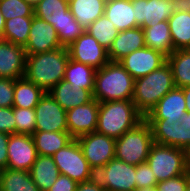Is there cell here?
I'll use <instances>...</instances> for the list:
<instances>
[{
  "mask_svg": "<svg viewBox=\"0 0 190 191\" xmlns=\"http://www.w3.org/2000/svg\"><path fill=\"white\" fill-rule=\"evenodd\" d=\"M68 60L67 47L27 55L25 77L48 92L61 80H64Z\"/></svg>",
  "mask_w": 190,
  "mask_h": 191,
  "instance_id": "cell-1",
  "label": "cell"
},
{
  "mask_svg": "<svg viewBox=\"0 0 190 191\" xmlns=\"http://www.w3.org/2000/svg\"><path fill=\"white\" fill-rule=\"evenodd\" d=\"M175 87L171 67L166 62L148 75L135 79L132 101L145 118L159 100Z\"/></svg>",
  "mask_w": 190,
  "mask_h": 191,
  "instance_id": "cell-2",
  "label": "cell"
},
{
  "mask_svg": "<svg viewBox=\"0 0 190 191\" xmlns=\"http://www.w3.org/2000/svg\"><path fill=\"white\" fill-rule=\"evenodd\" d=\"M135 79L119 62L109 61L95 73L93 99L106 101L132 100Z\"/></svg>",
  "mask_w": 190,
  "mask_h": 191,
  "instance_id": "cell-3",
  "label": "cell"
},
{
  "mask_svg": "<svg viewBox=\"0 0 190 191\" xmlns=\"http://www.w3.org/2000/svg\"><path fill=\"white\" fill-rule=\"evenodd\" d=\"M143 119L132 100L100 102L96 132L117 139Z\"/></svg>",
  "mask_w": 190,
  "mask_h": 191,
  "instance_id": "cell-4",
  "label": "cell"
},
{
  "mask_svg": "<svg viewBox=\"0 0 190 191\" xmlns=\"http://www.w3.org/2000/svg\"><path fill=\"white\" fill-rule=\"evenodd\" d=\"M153 143L151 126L143 119L133 129L116 139L115 158L137 166L146 162Z\"/></svg>",
  "mask_w": 190,
  "mask_h": 191,
  "instance_id": "cell-5",
  "label": "cell"
},
{
  "mask_svg": "<svg viewBox=\"0 0 190 191\" xmlns=\"http://www.w3.org/2000/svg\"><path fill=\"white\" fill-rule=\"evenodd\" d=\"M157 181L175 178L188 171L186 150L153 143L146 160Z\"/></svg>",
  "mask_w": 190,
  "mask_h": 191,
  "instance_id": "cell-6",
  "label": "cell"
},
{
  "mask_svg": "<svg viewBox=\"0 0 190 191\" xmlns=\"http://www.w3.org/2000/svg\"><path fill=\"white\" fill-rule=\"evenodd\" d=\"M61 175L68 176L77 183L87 182L95 178V172L84 157L77 139H72L53 155Z\"/></svg>",
  "mask_w": 190,
  "mask_h": 191,
  "instance_id": "cell-7",
  "label": "cell"
},
{
  "mask_svg": "<svg viewBox=\"0 0 190 191\" xmlns=\"http://www.w3.org/2000/svg\"><path fill=\"white\" fill-rule=\"evenodd\" d=\"M151 126L153 142L187 150L190 147V113L185 112L180 121L145 119Z\"/></svg>",
  "mask_w": 190,
  "mask_h": 191,
  "instance_id": "cell-8",
  "label": "cell"
},
{
  "mask_svg": "<svg viewBox=\"0 0 190 191\" xmlns=\"http://www.w3.org/2000/svg\"><path fill=\"white\" fill-rule=\"evenodd\" d=\"M95 178L106 191H134L136 166L114 158L95 173Z\"/></svg>",
  "mask_w": 190,
  "mask_h": 191,
  "instance_id": "cell-9",
  "label": "cell"
},
{
  "mask_svg": "<svg viewBox=\"0 0 190 191\" xmlns=\"http://www.w3.org/2000/svg\"><path fill=\"white\" fill-rule=\"evenodd\" d=\"M77 141L95 173L115 158V138L92 132L78 137Z\"/></svg>",
  "mask_w": 190,
  "mask_h": 191,
  "instance_id": "cell-10",
  "label": "cell"
},
{
  "mask_svg": "<svg viewBox=\"0 0 190 191\" xmlns=\"http://www.w3.org/2000/svg\"><path fill=\"white\" fill-rule=\"evenodd\" d=\"M135 22L142 29L167 21L180 6L173 0H131Z\"/></svg>",
  "mask_w": 190,
  "mask_h": 191,
  "instance_id": "cell-11",
  "label": "cell"
},
{
  "mask_svg": "<svg viewBox=\"0 0 190 191\" xmlns=\"http://www.w3.org/2000/svg\"><path fill=\"white\" fill-rule=\"evenodd\" d=\"M69 58L100 69L109 62L108 51L88 32L81 34L67 47Z\"/></svg>",
  "mask_w": 190,
  "mask_h": 191,
  "instance_id": "cell-12",
  "label": "cell"
},
{
  "mask_svg": "<svg viewBox=\"0 0 190 191\" xmlns=\"http://www.w3.org/2000/svg\"><path fill=\"white\" fill-rule=\"evenodd\" d=\"M36 115L35 131H68L66 110L46 92L34 108Z\"/></svg>",
  "mask_w": 190,
  "mask_h": 191,
  "instance_id": "cell-13",
  "label": "cell"
},
{
  "mask_svg": "<svg viewBox=\"0 0 190 191\" xmlns=\"http://www.w3.org/2000/svg\"><path fill=\"white\" fill-rule=\"evenodd\" d=\"M118 62L134 79H138L164 65L167 62V57L145 46L126 55Z\"/></svg>",
  "mask_w": 190,
  "mask_h": 191,
  "instance_id": "cell-14",
  "label": "cell"
},
{
  "mask_svg": "<svg viewBox=\"0 0 190 191\" xmlns=\"http://www.w3.org/2000/svg\"><path fill=\"white\" fill-rule=\"evenodd\" d=\"M7 150V168L12 170H24L29 172L38 156L31 135L10 134Z\"/></svg>",
  "mask_w": 190,
  "mask_h": 191,
  "instance_id": "cell-15",
  "label": "cell"
},
{
  "mask_svg": "<svg viewBox=\"0 0 190 191\" xmlns=\"http://www.w3.org/2000/svg\"><path fill=\"white\" fill-rule=\"evenodd\" d=\"M99 102L93 99L85 105L66 111L68 133L73 139L96 132Z\"/></svg>",
  "mask_w": 190,
  "mask_h": 191,
  "instance_id": "cell-16",
  "label": "cell"
},
{
  "mask_svg": "<svg viewBox=\"0 0 190 191\" xmlns=\"http://www.w3.org/2000/svg\"><path fill=\"white\" fill-rule=\"evenodd\" d=\"M63 47L51 24L33 16L28 41L24 46L26 55L49 52Z\"/></svg>",
  "mask_w": 190,
  "mask_h": 191,
  "instance_id": "cell-17",
  "label": "cell"
},
{
  "mask_svg": "<svg viewBox=\"0 0 190 191\" xmlns=\"http://www.w3.org/2000/svg\"><path fill=\"white\" fill-rule=\"evenodd\" d=\"M26 50L23 46L0 40V78L16 80L25 76Z\"/></svg>",
  "mask_w": 190,
  "mask_h": 191,
  "instance_id": "cell-18",
  "label": "cell"
},
{
  "mask_svg": "<svg viewBox=\"0 0 190 191\" xmlns=\"http://www.w3.org/2000/svg\"><path fill=\"white\" fill-rule=\"evenodd\" d=\"M186 112V101L183 88L175 87L170 90L144 119H165L166 121H180Z\"/></svg>",
  "mask_w": 190,
  "mask_h": 191,
  "instance_id": "cell-19",
  "label": "cell"
},
{
  "mask_svg": "<svg viewBox=\"0 0 190 191\" xmlns=\"http://www.w3.org/2000/svg\"><path fill=\"white\" fill-rule=\"evenodd\" d=\"M145 46L144 31L141 27L119 31L108 51L109 61L118 62L126 55Z\"/></svg>",
  "mask_w": 190,
  "mask_h": 191,
  "instance_id": "cell-20",
  "label": "cell"
},
{
  "mask_svg": "<svg viewBox=\"0 0 190 191\" xmlns=\"http://www.w3.org/2000/svg\"><path fill=\"white\" fill-rule=\"evenodd\" d=\"M167 21L174 50L190 49V5H180Z\"/></svg>",
  "mask_w": 190,
  "mask_h": 191,
  "instance_id": "cell-21",
  "label": "cell"
},
{
  "mask_svg": "<svg viewBox=\"0 0 190 191\" xmlns=\"http://www.w3.org/2000/svg\"><path fill=\"white\" fill-rule=\"evenodd\" d=\"M48 93L66 111L68 109L85 105L93 100V94L86 89L72 87L65 80H61Z\"/></svg>",
  "mask_w": 190,
  "mask_h": 191,
  "instance_id": "cell-22",
  "label": "cell"
},
{
  "mask_svg": "<svg viewBox=\"0 0 190 191\" xmlns=\"http://www.w3.org/2000/svg\"><path fill=\"white\" fill-rule=\"evenodd\" d=\"M104 16L118 31L139 27L135 22V13L131 0H107Z\"/></svg>",
  "mask_w": 190,
  "mask_h": 191,
  "instance_id": "cell-23",
  "label": "cell"
},
{
  "mask_svg": "<svg viewBox=\"0 0 190 191\" xmlns=\"http://www.w3.org/2000/svg\"><path fill=\"white\" fill-rule=\"evenodd\" d=\"M46 21L56 30L63 47H68L85 32L71 14L70 9L67 12L53 13Z\"/></svg>",
  "mask_w": 190,
  "mask_h": 191,
  "instance_id": "cell-24",
  "label": "cell"
},
{
  "mask_svg": "<svg viewBox=\"0 0 190 191\" xmlns=\"http://www.w3.org/2000/svg\"><path fill=\"white\" fill-rule=\"evenodd\" d=\"M33 182L41 191H48L60 175L53 156L38 155L29 170Z\"/></svg>",
  "mask_w": 190,
  "mask_h": 191,
  "instance_id": "cell-25",
  "label": "cell"
},
{
  "mask_svg": "<svg viewBox=\"0 0 190 191\" xmlns=\"http://www.w3.org/2000/svg\"><path fill=\"white\" fill-rule=\"evenodd\" d=\"M107 0H72L69 9L75 20L85 30L104 15Z\"/></svg>",
  "mask_w": 190,
  "mask_h": 191,
  "instance_id": "cell-26",
  "label": "cell"
},
{
  "mask_svg": "<svg viewBox=\"0 0 190 191\" xmlns=\"http://www.w3.org/2000/svg\"><path fill=\"white\" fill-rule=\"evenodd\" d=\"M145 45L168 57L173 51V42L170 35L168 21H163L155 26L143 28Z\"/></svg>",
  "mask_w": 190,
  "mask_h": 191,
  "instance_id": "cell-27",
  "label": "cell"
},
{
  "mask_svg": "<svg viewBox=\"0 0 190 191\" xmlns=\"http://www.w3.org/2000/svg\"><path fill=\"white\" fill-rule=\"evenodd\" d=\"M38 155L53 156L73 138L68 131H35L32 135Z\"/></svg>",
  "mask_w": 190,
  "mask_h": 191,
  "instance_id": "cell-28",
  "label": "cell"
},
{
  "mask_svg": "<svg viewBox=\"0 0 190 191\" xmlns=\"http://www.w3.org/2000/svg\"><path fill=\"white\" fill-rule=\"evenodd\" d=\"M95 73L96 69L92 66L69 58L65 68L64 80L70 83L72 87L83 88L93 94Z\"/></svg>",
  "mask_w": 190,
  "mask_h": 191,
  "instance_id": "cell-29",
  "label": "cell"
},
{
  "mask_svg": "<svg viewBox=\"0 0 190 191\" xmlns=\"http://www.w3.org/2000/svg\"><path fill=\"white\" fill-rule=\"evenodd\" d=\"M46 92L25 76L14 80L13 107L35 108Z\"/></svg>",
  "mask_w": 190,
  "mask_h": 191,
  "instance_id": "cell-30",
  "label": "cell"
},
{
  "mask_svg": "<svg viewBox=\"0 0 190 191\" xmlns=\"http://www.w3.org/2000/svg\"><path fill=\"white\" fill-rule=\"evenodd\" d=\"M0 191H41L28 171L6 168L0 171Z\"/></svg>",
  "mask_w": 190,
  "mask_h": 191,
  "instance_id": "cell-31",
  "label": "cell"
},
{
  "mask_svg": "<svg viewBox=\"0 0 190 191\" xmlns=\"http://www.w3.org/2000/svg\"><path fill=\"white\" fill-rule=\"evenodd\" d=\"M175 86H190V49L174 50L168 57Z\"/></svg>",
  "mask_w": 190,
  "mask_h": 191,
  "instance_id": "cell-32",
  "label": "cell"
},
{
  "mask_svg": "<svg viewBox=\"0 0 190 191\" xmlns=\"http://www.w3.org/2000/svg\"><path fill=\"white\" fill-rule=\"evenodd\" d=\"M33 17H16L5 21L3 40L25 46L28 41Z\"/></svg>",
  "mask_w": 190,
  "mask_h": 191,
  "instance_id": "cell-33",
  "label": "cell"
},
{
  "mask_svg": "<svg viewBox=\"0 0 190 191\" xmlns=\"http://www.w3.org/2000/svg\"><path fill=\"white\" fill-rule=\"evenodd\" d=\"M85 31L92 35L107 51H109L113 41L119 34L116 27L104 15L90 24Z\"/></svg>",
  "mask_w": 190,
  "mask_h": 191,
  "instance_id": "cell-34",
  "label": "cell"
},
{
  "mask_svg": "<svg viewBox=\"0 0 190 191\" xmlns=\"http://www.w3.org/2000/svg\"><path fill=\"white\" fill-rule=\"evenodd\" d=\"M15 117V134L32 135L36 128L34 108L13 107Z\"/></svg>",
  "mask_w": 190,
  "mask_h": 191,
  "instance_id": "cell-35",
  "label": "cell"
},
{
  "mask_svg": "<svg viewBox=\"0 0 190 191\" xmlns=\"http://www.w3.org/2000/svg\"><path fill=\"white\" fill-rule=\"evenodd\" d=\"M0 12L5 21L16 17L34 16V8L23 0H0Z\"/></svg>",
  "mask_w": 190,
  "mask_h": 191,
  "instance_id": "cell-36",
  "label": "cell"
},
{
  "mask_svg": "<svg viewBox=\"0 0 190 191\" xmlns=\"http://www.w3.org/2000/svg\"><path fill=\"white\" fill-rule=\"evenodd\" d=\"M69 3L65 0H42L35 8L34 15L42 20L57 12H67Z\"/></svg>",
  "mask_w": 190,
  "mask_h": 191,
  "instance_id": "cell-37",
  "label": "cell"
},
{
  "mask_svg": "<svg viewBox=\"0 0 190 191\" xmlns=\"http://www.w3.org/2000/svg\"><path fill=\"white\" fill-rule=\"evenodd\" d=\"M136 189L144 187H154L158 181L147 162L136 166Z\"/></svg>",
  "mask_w": 190,
  "mask_h": 191,
  "instance_id": "cell-38",
  "label": "cell"
},
{
  "mask_svg": "<svg viewBox=\"0 0 190 191\" xmlns=\"http://www.w3.org/2000/svg\"><path fill=\"white\" fill-rule=\"evenodd\" d=\"M14 80L0 78V107H13Z\"/></svg>",
  "mask_w": 190,
  "mask_h": 191,
  "instance_id": "cell-39",
  "label": "cell"
},
{
  "mask_svg": "<svg viewBox=\"0 0 190 191\" xmlns=\"http://www.w3.org/2000/svg\"><path fill=\"white\" fill-rule=\"evenodd\" d=\"M187 172L175 178L159 181L157 191H186Z\"/></svg>",
  "mask_w": 190,
  "mask_h": 191,
  "instance_id": "cell-40",
  "label": "cell"
},
{
  "mask_svg": "<svg viewBox=\"0 0 190 191\" xmlns=\"http://www.w3.org/2000/svg\"><path fill=\"white\" fill-rule=\"evenodd\" d=\"M0 132L15 134L13 107H0Z\"/></svg>",
  "mask_w": 190,
  "mask_h": 191,
  "instance_id": "cell-41",
  "label": "cell"
},
{
  "mask_svg": "<svg viewBox=\"0 0 190 191\" xmlns=\"http://www.w3.org/2000/svg\"><path fill=\"white\" fill-rule=\"evenodd\" d=\"M78 183L65 175H59L48 191H76Z\"/></svg>",
  "mask_w": 190,
  "mask_h": 191,
  "instance_id": "cell-42",
  "label": "cell"
},
{
  "mask_svg": "<svg viewBox=\"0 0 190 191\" xmlns=\"http://www.w3.org/2000/svg\"><path fill=\"white\" fill-rule=\"evenodd\" d=\"M9 135L7 133L0 132V171L7 168L8 164V141Z\"/></svg>",
  "mask_w": 190,
  "mask_h": 191,
  "instance_id": "cell-43",
  "label": "cell"
},
{
  "mask_svg": "<svg viewBox=\"0 0 190 191\" xmlns=\"http://www.w3.org/2000/svg\"><path fill=\"white\" fill-rule=\"evenodd\" d=\"M76 191H106L96 178L78 183Z\"/></svg>",
  "mask_w": 190,
  "mask_h": 191,
  "instance_id": "cell-44",
  "label": "cell"
},
{
  "mask_svg": "<svg viewBox=\"0 0 190 191\" xmlns=\"http://www.w3.org/2000/svg\"><path fill=\"white\" fill-rule=\"evenodd\" d=\"M183 93L186 101V112L190 113V86L183 87Z\"/></svg>",
  "mask_w": 190,
  "mask_h": 191,
  "instance_id": "cell-45",
  "label": "cell"
},
{
  "mask_svg": "<svg viewBox=\"0 0 190 191\" xmlns=\"http://www.w3.org/2000/svg\"><path fill=\"white\" fill-rule=\"evenodd\" d=\"M4 27H5V19L3 14L0 12V38L1 39H3Z\"/></svg>",
  "mask_w": 190,
  "mask_h": 191,
  "instance_id": "cell-46",
  "label": "cell"
},
{
  "mask_svg": "<svg viewBox=\"0 0 190 191\" xmlns=\"http://www.w3.org/2000/svg\"><path fill=\"white\" fill-rule=\"evenodd\" d=\"M28 3L32 8H35L42 0H23Z\"/></svg>",
  "mask_w": 190,
  "mask_h": 191,
  "instance_id": "cell-47",
  "label": "cell"
},
{
  "mask_svg": "<svg viewBox=\"0 0 190 191\" xmlns=\"http://www.w3.org/2000/svg\"><path fill=\"white\" fill-rule=\"evenodd\" d=\"M134 191H157V188H156V186L144 187V188L135 189Z\"/></svg>",
  "mask_w": 190,
  "mask_h": 191,
  "instance_id": "cell-48",
  "label": "cell"
},
{
  "mask_svg": "<svg viewBox=\"0 0 190 191\" xmlns=\"http://www.w3.org/2000/svg\"><path fill=\"white\" fill-rule=\"evenodd\" d=\"M187 168L190 171V147L186 150Z\"/></svg>",
  "mask_w": 190,
  "mask_h": 191,
  "instance_id": "cell-49",
  "label": "cell"
},
{
  "mask_svg": "<svg viewBox=\"0 0 190 191\" xmlns=\"http://www.w3.org/2000/svg\"><path fill=\"white\" fill-rule=\"evenodd\" d=\"M176 1L179 5H190V0H173Z\"/></svg>",
  "mask_w": 190,
  "mask_h": 191,
  "instance_id": "cell-50",
  "label": "cell"
},
{
  "mask_svg": "<svg viewBox=\"0 0 190 191\" xmlns=\"http://www.w3.org/2000/svg\"><path fill=\"white\" fill-rule=\"evenodd\" d=\"M186 191H190V171H187V185H186Z\"/></svg>",
  "mask_w": 190,
  "mask_h": 191,
  "instance_id": "cell-51",
  "label": "cell"
}]
</instances>
